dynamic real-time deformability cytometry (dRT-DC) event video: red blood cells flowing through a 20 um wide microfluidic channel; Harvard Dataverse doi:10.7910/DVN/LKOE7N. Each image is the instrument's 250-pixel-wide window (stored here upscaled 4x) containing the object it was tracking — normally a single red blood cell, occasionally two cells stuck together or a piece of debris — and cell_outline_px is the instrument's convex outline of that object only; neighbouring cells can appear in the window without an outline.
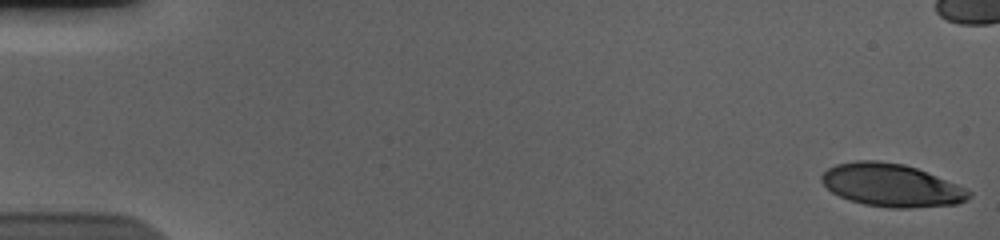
{"species": "human", "species_latin": "Homo sapiens", "temperature_condition": "cold", "stored_images_in_passage": 49, "camera_frame_rate_fps": 3000, "um_per_image_px": 0.085, "donor": {"sex": "male"}, "frame": {"image": 1, "passage_image": 1, "time_ms": 0.0, "image_size_px": [1000, 240], "cell_outline_px": [[972, 196], [968, 200], [956, 204], [912, 208], [892, 208], [864, 204], [840, 196], [832, 192], [820, 180], [820, 176], [828, 168], [836, 164], [856, 160], [876, 160], [904, 164], [916, 168], [956, 184], [972, 192]], "centroid_in_image_um": [75.77, 15.74], "position_along_channel_um": 9.2, "area_um2": 36.65}}
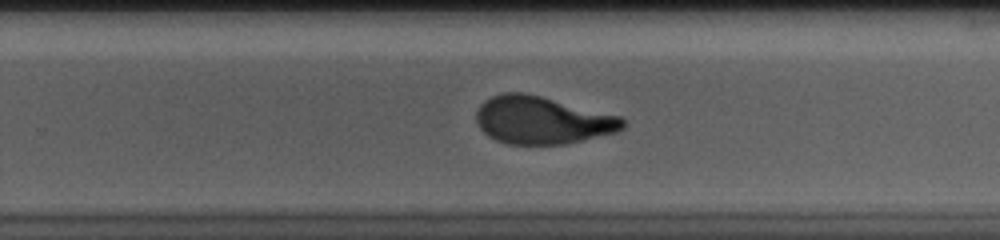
{"frame": {"image": 2, "passage_image": 37, "time_ms": 12.0, "image_size_px": [1000, 240], "cell_outline_px": [[624, 128], [616, 132], [564, 144], [508, 144], [496, 140], [488, 136], [480, 128], [476, 120], [476, 112], [480, 104], [484, 100], [492, 96], [504, 92], [520, 92], [540, 96], [620, 116], [624, 120]], "centroid_in_image_um": [46.04, 10.21], "position_along_channel_um": 283.8, "area_um2": 40.34}}
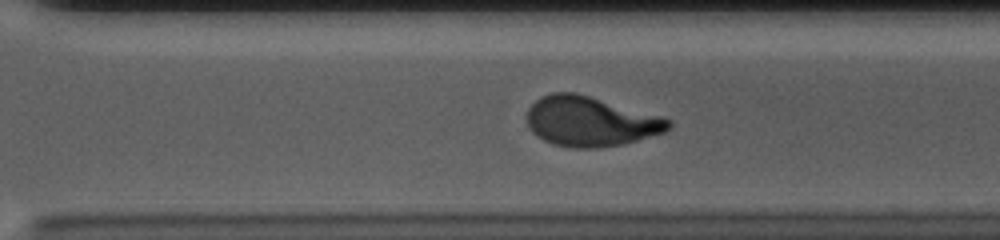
{"frame": {"image": 3, "passage_image": 40, "time_ms": 13.0, "image_size_px": [1000, 240], "cell_outline_px": [[672, 128], [664, 132], [636, 140], [620, 144], [596, 148], [576, 148], [552, 144], [544, 140], [532, 132], [528, 124], [528, 108], [540, 96], [552, 92], [576, 92], [664, 116], [672, 120]], "centroid_in_image_um": [50.21, 10.3], "position_along_channel_um": 320.4, "area_um2": 41.27}}